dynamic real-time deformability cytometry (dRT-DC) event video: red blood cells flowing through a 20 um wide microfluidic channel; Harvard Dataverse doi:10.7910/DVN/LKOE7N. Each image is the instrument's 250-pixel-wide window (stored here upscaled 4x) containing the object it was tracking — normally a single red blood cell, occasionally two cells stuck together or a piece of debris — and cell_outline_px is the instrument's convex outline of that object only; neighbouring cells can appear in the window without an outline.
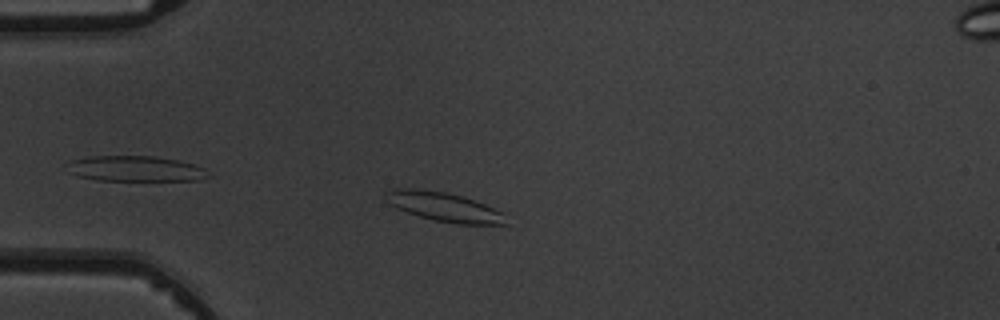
{"species": "common noctule bat (a hibernating species)", "species_latin": "Nyctalus noctula", "temperature_condition": "warm", "stored_images_in_passage": 6, "camera_frame_rate_fps": 3000, "um_per_image_px": 0.085, "animal": {"sex": "male", "body_mass_g": 19.5, "forearm_length_mm": 54.6}, "frame": {"image": 1, "passage_image": 3, "time_ms": 2.667, "image_size_px": [1000, 320], "cell_outline_px": [[508, 224], [456, 224], [432, 220], [396, 208], [388, 204], [384, 200], [384, 192], [392, 188], [408, 188], [444, 192], [464, 196], [504, 212]], "centroid_in_image_um": [37.71, 17.58], "position_along_channel_um": 47.3, "area_um2": 20.63}}
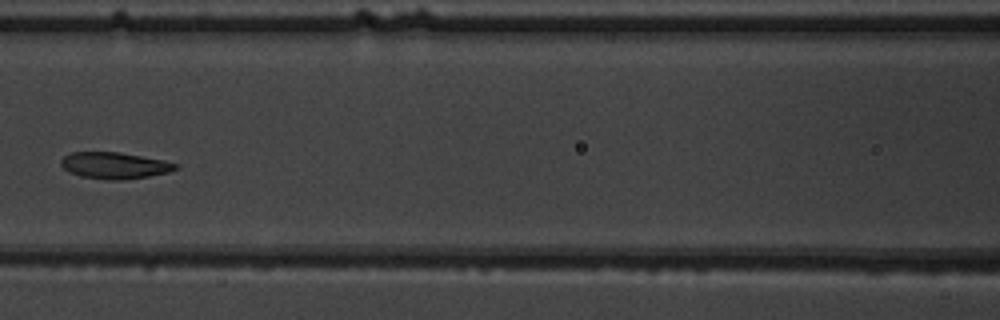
{"frame": {"image": 2, "passage_image": 6, "time_ms": 6.0, "image_size_px": [1000, 320], "cell_outline_px": [[180, 168], [168, 172], [148, 176], [124, 180], [108, 180], [80, 176], [68, 172], [60, 164], [60, 160], [64, 156], [72, 152], [120, 152], [164, 160], [180, 164]], "centroid_in_image_um": [9.75, 14.06], "position_along_channel_um": 156.8, "area_um2": 17.86}}